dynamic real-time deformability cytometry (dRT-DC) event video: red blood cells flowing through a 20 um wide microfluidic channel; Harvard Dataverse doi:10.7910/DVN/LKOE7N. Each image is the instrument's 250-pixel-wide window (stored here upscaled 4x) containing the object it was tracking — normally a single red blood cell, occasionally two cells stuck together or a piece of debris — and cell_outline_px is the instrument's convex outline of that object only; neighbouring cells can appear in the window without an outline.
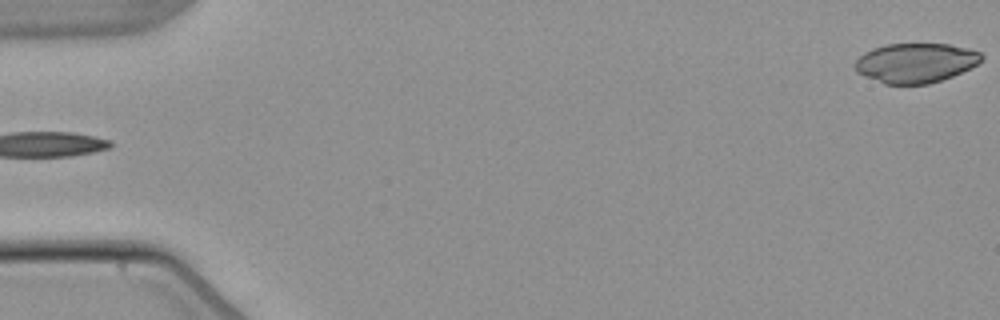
{"species": "common noctule bat (a hibernating species)", "species_latin": "Nyctalus noctula", "temperature_condition": "warm", "stored_images_in_passage": 5, "segment_of_instrument_passage": [2, 2], "camera_frame_rate_fps": 3000, "um_per_image_px": 0.085, "animal": {"sex": "male", "body_mass_g": 21.5, "forearm_length_mm": 52.0}, "frame": {"image": 1, "passage_image": 5, "time_ms": 5.0, "image_size_px": [1000, 320], "cell_outline_px": [[984, 60], [952, 76], [928, 84], [884, 84], [864, 76], [856, 72], [856, 60], [864, 52], [872, 48], [884, 44], [948, 44], [968, 48], [980, 52], [984, 56]], "centroid_in_image_um": [77.82, 5.34], "position_along_channel_um": 7.2, "area_um2": 29.13}}